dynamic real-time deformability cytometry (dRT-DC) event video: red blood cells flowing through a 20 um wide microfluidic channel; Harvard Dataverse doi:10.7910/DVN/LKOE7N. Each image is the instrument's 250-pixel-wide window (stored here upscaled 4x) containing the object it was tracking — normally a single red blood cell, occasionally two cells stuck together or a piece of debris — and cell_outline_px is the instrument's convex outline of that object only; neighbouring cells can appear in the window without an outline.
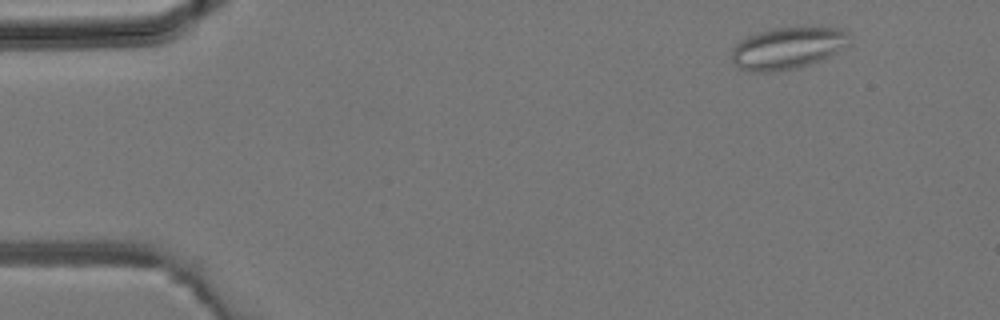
{"species": "common noctule bat (a hibernating species)", "species_latin": "Nyctalus noctula", "temperature_condition": "room temperature", "stored_images_in_passage": 3, "camera_frame_rate_fps": 3000, "um_per_image_px": 0.085, "animal": {"sex": "male", "body_mass_g": 19.2, "forearm_length_mm": 51.8}, "frame": {"image": 1, "passage_image": 1, "time_ms": 0.0, "image_size_px": [1000, 320], "cell_outline_px": [[852, 36], [848, 44], [836, 52], [820, 60], [796, 68], [768, 72], [748, 72], [732, 64], [732, 48], [740, 40], [756, 32], [772, 28], [804, 24], [840, 28], [852, 32]], "centroid_in_image_um": [66.98, 4.02], "position_along_channel_um": 18.0, "area_um2": 29.77}}
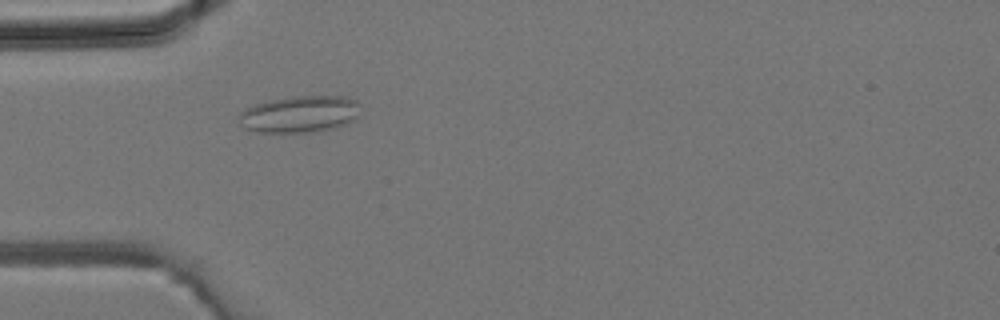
{"frame": {"image": 2, "passage_image": 3, "time_ms": 0.667, "image_size_px": [1000, 320], "cell_outline_px": [[360, 116], [356, 120], [344, 124], [328, 128], [304, 132], [256, 132], [244, 128], [240, 124], [240, 112], [256, 104], [268, 100], [292, 96], [348, 96], [356, 100], [360, 104]], "centroid_in_image_um": [25.52, 9.68], "position_along_channel_um": 59.5, "area_um2": 26.01}}